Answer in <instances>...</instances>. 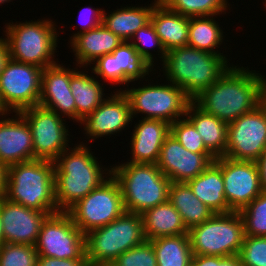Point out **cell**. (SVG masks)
<instances>
[{"mask_svg": "<svg viewBox=\"0 0 266 266\" xmlns=\"http://www.w3.org/2000/svg\"><path fill=\"white\" fill-rule=\"evenodd\" d=\"M79 68H70V88L76 104V125L107 98L102 80H97L98 78L92 75V71L89 75L88 67H86L87 70L84 69L85 67Z\"/></svg>", "mask_w": 266, "mask_h": 266, "instance_id": "cell-23", "label": "cell"}, {"mask_svg": "<svg viewBox=\"0 0 266 266\" xmlns=\"http://www.w3.org/2000/svg\"><path fill=\"white\" fill-rule=\"evenodd\" d=\"M191 264L193 266H243L239 255L225 257L210 255H194Z\"/></svg>", "mask_w": 266, "mask_h": 266, "instance_id": "cell-42", "label": "cell"}, {"mask_svg": "<svg viewBox=\"0 0 266 266\" xmlns=\"http://www.w3.org/2000/svg\"><path fill=\"white\" fill-rule=\"evenodd\" d=\"M37 259L33 245L4 243L0 247V266H36Z\"/></svg>", "mask_w": 266, "mask_h": 266, "instance_id": "cell-36", "label": "cell"}, {"mask_svg": "<svg viewBox=\"0 0 266 266\" xmlns=\"http://www.w3.org/2000/svg\"><path fill=\"white\" fill-rule=\"evenodd\" d=\"M4 243H5V241H4V235H3V225H2L1 215H0V247Z\"/></svg>", "mask_w": 266, "mask_h": 266, "instance_id": "cell-47", "label": "cell"}, {"mask_svg": "<svg viewBox=\"0 0 266 266\" xmlns=\"http://www.w3.org/2000/svg\"><path fill=\"white\" fill-rule=\"evenodd\" d=\"M145 240L141 214L124 212L104 227L85 234L87 264L113 263L122 253Z\"/></svg>", "mask_w": 266, "mask_h": 266, "instance_id": "cell-7", "label": "cell"}, {"mask_svg": "<svg viewBox=\"0 0 266 266\" xmlns=\"http://www.w3.org/2000/svg\"><path fill=\"white\" fill-rule=\"evenodd\" d=\"M113 93L111 91V94H108L109 96L107 95V98L79 123V126L83 125L80 128H83L85 139L88 140L78 143L89 145V142H96L97 138L107 139L108 136L120 134L132 125L134 119L127 96L122 91L114 90Z\"/></svg>", "mask_w": 266, "mask_h": 266, "instance_id": "cell-16", "label": "cell"}, {"mask_svg": "<svg viewBox=\"0 0 266 266\" xmlns=\"http://www.w3.org/2000/svg\"><path fill=\"white\" fill-rule=\"evenodd\" d=\"M138 55L146 62V64L153 70L156 71V63L160 61L161 64L165 58L166 50L163 47L160 37L157 35L156 30L152 22L148 23L143 28L138 29L132 38L129 40ZM149 47V48H148ZM152 48V49H151ZM150 49V50H149ZM154 49V50H153ZM157 50V51H155ZM156 52L159 60L156 57ZM155 59V60H154ZM157 60V61H156ZM155 61V63H154ZM155 65V66H154Z\"/></svg>", "mask_w": 266, "mask_h": 266, "instance_id": "cell-33", "label": "cell"}, {"mask_svg": "<svg viewBox=\"0 0 266 266\" xmlns=\"http://www.w3.org/2000/svg\"><path fill=\"white\" fill-rule=\"evenodd\" d=\"M5 243L35 246L41 226L50 213L40 212L0 197Z\"/></svg>", "mask_w": 266, "mask_h": 266, "instance_id": "cell-18", "label": "cell"}, {"mask_svg": "<svg viewBox=\"0 0 266 266\" xmlns=\"http://www.w3.org/2000/svg\"><path fill=\"white\" fill-rule=\"evenodd\" d=\"M153 1L148 3V6H133L132 4L126 7L120 6L121 8L113 12H106L104 9L102 24L120 39L129 42L138 29L151 22L153 8L158 3L157 0Z\"/></svg>", "mask_w": 266, "mask_h": 266, "instance_id": "cell-24", "label": "cell"}, {"mask_svg": "<svg viewBox=\"0 0 266 266\" xmlns=\"http://www.w3.org/2000/svg\"><path fill=\"white\" fill-rule=\"evenodd\" d=\"M124 212L121 189L113 175L67 211L84 235L104 227Z\"/></svg>", "mask_w": 266, "mask_h": 266, "instance_id": "cell-10", "label": "cell"}, {"mask_svg": "<svg viewBox=\"0 0 266 266\" xmlns=\"http://www.w3.org/2000/svg\"><path fill=\"white\" fill-rule=\"evenodd\" d=\"M122 42V39L100 24L92 30L76 35L68 44L75 56L74 66L88 67L97 58L112 54Z\"/></svg>", "mask_w": 266, "mask_h": 266, "instance_id": "cell-22", "label": "cell"}, {"mask_svg": "<svg viewBox=\"0 0 266 266\" xmlns=\"http://www.w3.org/2000/svg\"><path fill=\"white\" fill-rule=\"evenodd\" d=\"M238 255L243 266H266V237L245 236Z\"/></svg>", "mask_w": 266, "mask_h": 266, "instance_id": "cell-39", "label": "cell"}, {"mask_svg": "<svg viewBox=\"0 0 266 266\" xmlns=\"http://www.w3.org/2000/svg\"><path fill=\"white\" fill-rule=\"evenodd\" d=\"M229 0H164L171 11L186 17L226 15L231 10ZM228 10V11H227Z\"/></svg>", "mask_w": 266, "mask_h": 266, "instance_id": "cell-34", "label": "cell"}, {"mask_svg": "<svg viewBox=\"0 0 266 266\" xmlns=\"http://www.w3.org/2000/svg\"><path fill=\"white\" fill-rule=\"evenodd\" d=\"M130 137L129 163L156 164L165 138L170 134V124L160 119H143L133 125Z\"/></svg>", "mask_w": 266, "mask_h": 266, "instance_id": "cell-21", "label": "cell"}, {"mask_svg": "<svg viewBox=\"0 0 266 266\" xmlns=\"http://www.w3.org/2000/svg\"><path fill=\"white\" fill-rule=\"evenodd\" d=\"M259 169L260 185L262 190H266V147L260 158L256 161Z\"/></svg>", "mask_w": 266, "mask_h": 266, "instance_id": "cell-44", "label": "cell"}, {"mask_svg": "<svg viewBox=\"0 0 266 266\" xmlns=\"http://www.w3.org/2000/svg\"><path fill=\"white\" fill-rule=\"evenodd\" d=\"M3 197L40 212L58 213L54 161L34 159L8 166Z\"/></svg>", "mask_w": 266, "mask_h": 266, "instance_id": "cell-4", "label": "cell"}, {"mask_svg": "<svg viewBox=\"0 0 266 266\" xmlns=\"http://www.w3.org/2000/svg\"><path fill=\"white\" fill-rule=\"evenodd\" d=\"M265 1V2H264ZM262 3L264 5V8L266 9V0H264Z\"/></svg>", "mask_w": 266, "mask_h": 266, "instance_id": "cell-52", "label": "cell"}, {"mask_svg": "<svg viewBox=\"0 0 266 266\" xmlns=\"http://www.w3.org/2000/svg\"><path fill=\"white\" fill-rule=\"evenodd\" d=\"M260 71L232 64L210 87L192 101L204 112L229 124L252 111L265 99V78Z\"/></svg>", "mask_w": 266, "mask_h": 266, "instance_id": "cell-1", "label": "cell"}, {"mask_svg": "<svg viewBox=\"0 0 266 266\" xmlns=\"http://www.w3.org/2000/svg\"><path fill=\"white\" fill-rule=\"evenodd\" d=\"M195 196L215 214L233 212L226 200L221 168L212 162L201 174L186 182Z\"/></svg>", "mask_w": 266, "mask_h": 266, "instance_id": "cell-25", "label": "cell"}, {"mask_svg": "<svg viewBox=\"0 0 266 266\" xmlns=\"http://www.w3.org/2000/svg\"><path fill=\"white\" fill-rule=\"evenodd\" d=\"M141 217L146 240L188 234L179 212L169 201L145 210Z\"/></svg>", "mask_w": 266, "mask_h": 266, "instance_id": "cell-28", "label": "cell"}, {"mask_svg": "<svg viewBox=\"0 0 266 266\" xmlns=\"http://www.w3.org/2000/svg\"><path fill=\"white\" fill-rule=\"evenodd\" d=\"M0 115V163L6 168L34 160L31 129L19 112Z\"/></svg>", "mask_w": 266, "mask_h": 266, "instance_id": "cell-19", "label": "cell"}, {"mask_svg": "<svg viewBox=\"0 0 266 266\" xmlns=\"http://www.w3.org/2000/svg\"><path fill=\"white\" fill-rule=\"evenodd\" d=\"M10 2L13 3L12 0H0V6H2V4H3V5H6V3H10Z\"/></svg>", "mask_w": 266, "mask_h": 266, "instance_id": "cell-50", "label": "cell"}, {"mask_svg": "<svg viewBox=\"0 0 266 266\" xmlns=\"http://www.w3.org/2000/svg\"><path fill=\"white\" fill-rule=\"evenodd\" d=\"M90 148L77 142L54 160L55 201L59 212H67L112 175L111 165L103 166Z\"/></svg>", "mask_w": 266, "mask_h": 266, "instance_id": "cell-2", "label": "cell"}, {"mask_svg": "<svg viewBox=\"0 0 266 266\" xmlns=\"http://www.w3.org/2000/svg\"><path fill=\"white\" fill-rule=\"evenodd\" d=\"M192 254L210 256L238 255L245 237L239 212L214 214L188 230Z\"/></svg>", "mask_w": 266, "mask_h": 266, "instance_id": "cell-9", "label": "cell"}, {"mask_svg": "<svg viewBox=\"0 0 266 266\" xmlns=\"http://www.w3.org/2000/svg\"><path fill=\"white\" fill-rule=\"evenodd\" d=\"M158 266H190L192 249L189 234L160 237L150 240Z\"/></svg>", "mask_w": 266, "mask_h": 266, "instance_id": "cell-31", "label": "cell"}, {"mask_svg": "<svg viewBox=\"0 0 266 266\" xmlns=\"http://www.w3.org/2000/svg\"><path fill=\"white\" fill-rule=\"evenodd\" d=\"M216 157L212 153H193L169 134L156 163L171 182H187L201 174Z\"/></svg>", "mask_w": 266, "mask_h": 266, "instance_id": "cell-17", "label": "cell"}, {"mask_svg": "<svg viewBox=\"0 0 266 266\" xmlns=\"http://www.w3.org/2000/svg\"><path fill=\"white\" fill-rule=\"evenodd\" d=\"M168 201L179 212L182 221L189 230L202 224L215 213L200 201L185 182H171Z\"/></svg>", "mask_w": 266, "mask_h": 266, "instance_id": "cell-29", "label": "cell"}, {"mask_svg": "<svg viewBox=\"0 0 266 266\" xmlns=\"http://www.w3.org/2000/svg\"><path fill=\"white\" fill-rule=\"evenodd\" d=\"M36 266H88L86 259H57L38 256Z\"/></svg>", "mask_w": 266, "mask_h": 266, "instance_id": "cell-43", "label": "cell"}, {"mask_svg": "<svg viewBox=\"0 0 266 266\" xmlns=\"http://www.w3.org/2000/svg\"><path fill=\"white\" fill-rule=\"evenodd\" d=\"M121 162L111 169L121 189L125 212L142 214L168 201L171 181L156 164Z\"/></svg>", "mask_w": 266, "mask_h": 266, "instance_id": "cell-6", "label": "cell"}, {"mask_svg": "<svg viewBox=\"0 0 266 266\" xmlns=\"http://www.w3.org/2000/svg\"><path fill=\"white\" fill-rule=\"evenodd\" d=\"M93 64V65H92ZM91 65L90 71L104 82L112 85H121V69H117L116 58L112 54H107L97 58ZM92 66V67H91Z\"/></svg>", "mask_w": 266, "mask_h": 266, "instance_id": "cell-40", "label": "cell"}, {"mask_svg": "<svg viewBox=\"0 0 266 266\" xmlns=\"http://www.w3.org/2000/svg\"><path fill=\"white\" fill-rule=\"evenodd\" d=\"M214 162L221 168L225 200L233 212H239L263 191L256 161L233 160L223 156Z\"/></svg>", "mask_w": 266, "mask_h": 266, "instance_id": "cell-15", "label": "cell"}, {"mask_svg": "<svg viewBox=\"0 0 266 266\" xmlns=\"http://www.w3.org/2000/svg\"><path fill=\"white\" fill-rule=\"evenodd\" d=\"M185 117L195 126L205 147L216 158L225 156L228 141L227 123L204 112L193 101L189 104Z\"/></svg>", "mask_w": 266, "mask_h": 266, "instance_id": "cell-26", "label": "cell"}, {"mask_svg": "<svg viewBox=\"0 0 266 266\" xmlns=\"http://www.w3.org/2000/svg\"><path fill=\"white\" fill-rule=\"evenodd\" d=\"M227 56L189 46L178 47L167 51L159 70H163L166 81L183 89L193 100L232 65Z\"/></svg>", "mask_w": 266, "mask_h": 266, "instance_id": "cell-3", "label": "cell"}, {"mask_svg": "<svg viewBox=\"0 0 266 266\" xmlns=\"http://www.w3.org/2000/svg\"><path fill=\"white\" fill-rule=\"evenodd\" d=\"M35 249L38 256L86 259L85 235L67 212H58L45 219Z\"/></svg>", "mask_w": 266, "mask_h": 266, "instance_id": "cell-12", "label": "cell"}, {"mask_svg": "<svg viewBox=\"0 0 266 266\" xmlns=\"http://www.w3.org/2000/svg\"><path fill=\"white\" fill-rule=\"evenodd\" d=\"M3 37L4 35L0 37V74L2 73L7 61L10 58L7 42L5 37L4 38Z\"/></svg>", "mask_w": 266, "mask_h": 266, "instance_id": "cell-45", "label": "cell"}, {"mask_svg": "<svg viewBox=\"0 0 266 266\" xmlns=\"http://www.w3.org/2000/svg\"><path fill=\"white\" fill-rule=\"evenodd\" d=\"M6 170L7 168L0 163V197H3L5 193Z\"/></svg>", "mask_w": 266, "mask_h": 266, "instance_id": "cell-46", "label": "cell"}, {"mask_svg": "<svg viewBox=\"0 0 266 266\" xmlns=\"http://www.w3.org/2000/svg\"><path fill=\"white\" fill-rule=\"evenodd\" d=\"M116 266H158L156 254L150 240L122 253L113 262Z\"/></svg>", "mask_w": 266, "mask_h": 266, "instance_id": "cell-38", "label": "cell"}, {"mask_svg": "<svg viewBox=\"0 0 266 266\" xmlns=\"http://www.w3.org/2000/svg\"><path fill=\"white\" fill-rule=\"evenodd\" d=\"M94 266H116V265L113 263H104V264H96Z\"/></svg>", "mask_w": 266, "mask_h": 266, "instance_id": "cell-49", "label": "cell"}, {"mask_svg": "<svg viewBox=\"0 0 266 266\" xmlns=\"http://www.w3.org/2000/svg\"><path fill=\"white\" fill-rule=\"evenodd\" d=\"M56 24L51 17L5 23L3 33L10 58L42 69L58 63L55 53L60 42V32Z\"/></svg>", "mask_w": 266, "mask_h": 266, "instance_id": "cell-5", "label": "cell"}, {"mask_svg": "<svg viewBox=\"0 0 266 266\" xmlns=\"http://www.w3.org/2000/svg\"><path fill=\"white\" fill-rule=\"evenodd\" d=\"M103 12L104 8H93V6L90 5V7H82L80 14H79V23L81 25V29H78L79 31H75L73 35L69 38L71 41L76 35L87 32L89 30H92L96 27H98L103 22ZM87 15V16H86Z\"/></svg>", "mask_w": 266, "mask_h": 266, "instance_id": "cell-41", "label": "cell"}, {"mask_svg": "<svg viewBox=\"0 0 266 266\" xmlns=\"http://www.w3.org/2000/svg\"><path fill=\"white\" fill-rule=\"evenodd\" d=\"M217 17V15L189 17L187 46L213 54L226 55L219 49L223 45L222 42L226 41L224 40L226 35L224 37L223 27L215 20Z\"/></svg>", "mask_w": 266, "mask_h": 266, "instance_id": "cell-30", "label": "cell"}, {"mask_svg": "<svg viewBox=\"0 0 266 266\" xmlns=\"http://www.w3.org/2000/svg\"><path fill=\"white\" fill-rule=\"evenodd\" d=\"M265 99H266V77H265Z\"/></svg>", "mask_w": 266, "mask_h": 266, "instance_id": "cell-51", "label": "cell"}, {"mask_svg": "<svg viewBox=\"0 0 266 266\" xmlns=\"http://www.w3.org/2000/svg\"><path fill=\"white\" fill-rule=\"evenodd\" d=\"M266 147V99L228 124L225 157L257 161Z\"/></svg>", "mask_w": 266, "mask_h": 266, "instance_id": "cell-14", "label": "cell"}, {"mask_svg": "<svg viewBox=\"0 0 266 266\" xmlns=\"http://www.w3.org/2000/svg\"><path fill=\"white\" fill-rule=\"evenodd\" d=\"M245 236L266 237V190L239 211Z\"/></svg>", "mask_w": 266, "mask_h": 266, "instance_id": "cell-35", "label": "cell"}, {"mask_svg": "<svg viewBox=\"0 0 266 266\" xmlns=\"http://www.w3.org/2000/svg\"><path fill=\"white\" fill-rule=\"evenodd\" d=\"M112 55L116 58L117 69H121V85L123 86L120 89L117 88L116 91H122L125 88L124 85L128 86L130 83L136 85L133 83L139 80L140 85L146 76L149 77L152 74L153 70L138 55L130 42L123 41Z\"/></svg>", "mask_w": 266, "mask_h": 266, "instance_id": "cell-32", "label": "cell"}, {"mask_svg": "<svg viewBox=\"0 0 266 266\" xmlns=\"http://www.w3.org/2000/svg\"><path fill=\"white\" fill-rule=\"evenodd\" d=\"M8 111L3 107L1 103V98H0V115L7 113Z\"/></svg>", "mask_w": 266, "mask_h": 266, "instance_id": "cell-48", "label": "cell"}, {"mask_svg": "<svg viewBox=\"0 0 266 266\" xmlns=\"http://www.w3.org/2000/svg\"><path fill=\"white\" fill-rule=\"evenodd\" d=\"M170 134L187 150L193 153H211L203 142L195 126L186 118L176 120L170 124Z\"/></svg>", "mask_w": 266, "mask_h": 266, "instance_id": "cell-37", "label": "cell"}, {"mask_svg": "<svg viewBox=\"0 0 266 266\" xmlns=\"http://www.w3.org/2000/svg\"><path fill=\"white\" fill-rule=\"evenodd\" d=\"M151 22L166 52L187 46L189 17L171 11L158 2L153 8Z\"/></svg>", "mask_w": 266, "mask_h": 266, "instance_id": "cell-27", "label": "cell"}, {"mask_svg": "<svg viewBox=\"0 0 266 266\" xmlns=\"http://www.w3.org/2000/svg\"><path fill=\"white\" fill-rule=\"evenodd\" d=\"M38 105L76 123V104L70 88L69 66L59 62L43 69Z\"/></svg>", "mask_w": 266, "mask_h": 266, "instance_id": "cell-20", "label": "cell"}, {"mask_svg": "<svg viewBox=\"0 0 266 266\" xmlns=\"http://www.w3.org/2000/svg\"><path fill=\"white\" fill-rule=\"evenodd\" d=\"M42 68L9 58L0 74V98L3 107L12 112L38 105Z\"/></svg>", "mask_w": 266, "mask_h": 266, "instance_id": "cell-13", "label": "cell"}, {"mask_svg": "<svg viewBox=\"0 0 266 266\" xmlns=\"http://www.w3.org/2000/svg\"><path fill=\"white\" fill-rule=\"evenodd\" d=\"M144 79L145 85L134 87L129 84L122 90L129 100L133 119L141 114L140 116L144 115L140 117L143 119H160L172 124L185 117L192 99L183 89L171 82L164 81L160 84L156 80L157 83L153 84L149 82L153 78Z\"/></svg>", "mask_w": 266, "mask_h": 266, "instance_id": "cell-8", "label": "cell"}, {"mask_svg": "<svg viewBox=\"0 0 266 266\" xmlns=\"http://www.w3.org/2000/svg\"><path fill=\"white\" fill-rule=\"evenodd\" d=\"M19 113L31 129L34 159L54 161L72 145L66 119L53 110L35 105Z\"/></svg>", "mask_w": 266, "mask_h": 266, "instance_id": "cell-11", "label": "cell"}]
</instances>
